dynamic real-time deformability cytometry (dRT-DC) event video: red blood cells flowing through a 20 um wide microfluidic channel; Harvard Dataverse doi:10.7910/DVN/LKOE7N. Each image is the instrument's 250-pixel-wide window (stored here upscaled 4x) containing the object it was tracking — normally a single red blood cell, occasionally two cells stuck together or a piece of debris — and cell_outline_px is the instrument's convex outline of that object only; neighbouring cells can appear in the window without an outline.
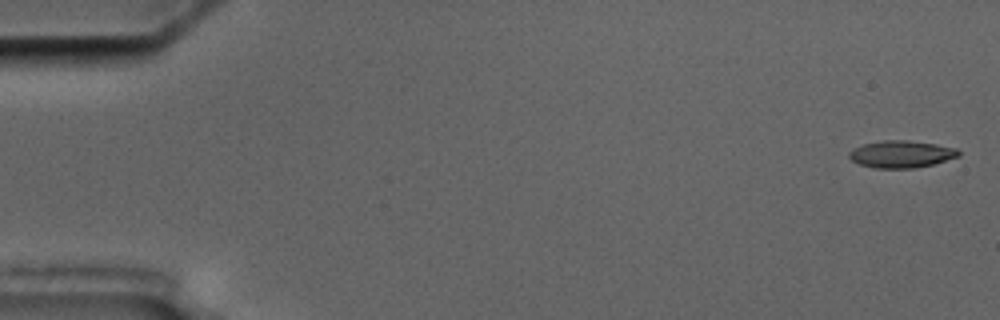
{"species": "common noctule bat (a hibernating species)", "species_latin": "Nyctalus noctula", "temperature_condition": "cold", "stored_images_in_passage": 5, "camera_frame_rate_fps": 3000, "um_per_image_px": 0.085, "animal": {"sex": "male", "body_mass_g": 17.5, "forearm_length_mm": 52.3}, "frame": {"image": 1, "passage_image": 1, "time_ms": 0.0, "image_size_px": [1000, 320], "cell_outline_px": [[960, 156], [932, 164], [912, 168], [876, 168], [860, 164], [852, 160], [848, 156], [848, 152], [852, 148], [864, 144], [884, 140], [908, 140], [936, 144], [956, 148], [960, 152]], "centroid_in_image_um": [76.6, 13.09], "position_along_channel_um": 8.4, "area_um2": 17.22}}